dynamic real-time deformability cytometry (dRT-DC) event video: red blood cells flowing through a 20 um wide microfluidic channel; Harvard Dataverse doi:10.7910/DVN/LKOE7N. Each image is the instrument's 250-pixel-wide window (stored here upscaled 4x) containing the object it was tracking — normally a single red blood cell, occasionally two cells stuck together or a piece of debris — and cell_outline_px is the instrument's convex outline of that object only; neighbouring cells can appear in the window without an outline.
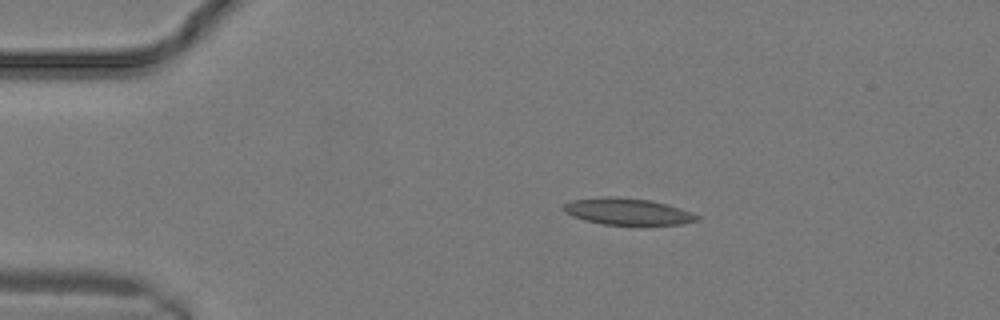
{"species": "common noctule bat (a hibernating species)", "species_latin": "Nyctalus noctula", "temperature_condition": "warm", "stored_images_in_passage": 10, "camera_frame_rate_fps": 3000, "um_per_image_px": 0.085, "animal": {"sex": "male", "body_mass_g": 19.2, "forearm_length_mm": 51.8}, "frame": {"image": 1, "passage_image": 4, "time_ms": 1.0, "image_size_px": [1000, 320], "cell_outline_px": [[700, 220], [684, 224], [640, 228], [604, 224], [584, 220], [572, 216], [564, 212], [560, 208], [564, 204], [572, 200], [604, 196], [616, 196], [648, 200], [668, 204], [692, 212], [700, 216]], "centroid_in_image_um": [53.4, 18.03], "position_along_channel_um": 31.6, "area_um2": 21.91}}
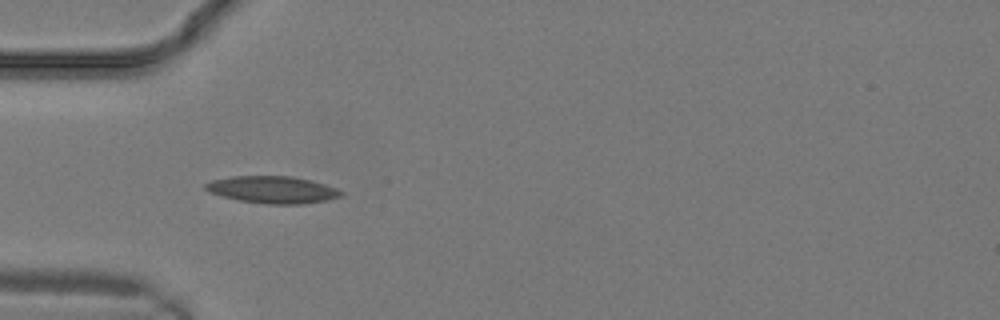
{"frame": {"image": 2, "passage_image": 7, "time_ms": 2.0, "image_size_px": [1000, 320], "cell_outline_px": [[344, 196], [304, 204], [268, 204], [240, 200], [208, 192], [204, 188], [204, 184], [212, 180], [232, 176], [292, 176], [324, 184], [336, 188], [344, 192]], "centroid_in_image_um": [23.17, 16.12], "position_along_channel_um": 61.8, "area_um2": 21.27}}
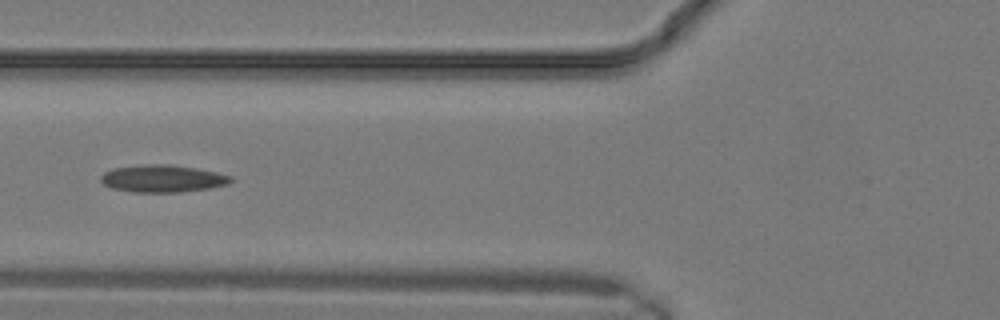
{"frame": {"image": 3, "passage_image": 9, "time_ms": 2.667, "image_size_px": [1000, 320], "cell_outline_px": [[236, 180], [228, 184], [212, 188], [180, 192], [132, 192], [112, 188], [104, 184], [100, 180], [100, 176], [104, 172], [112, 168], [148, 164], [164, 164], [196, 168], [216, 172], [232, 176]], "centroid_in_image_um": [13.85, 15.18], "position_along_channel_um": 112.0, "area_um2": 20.81}}